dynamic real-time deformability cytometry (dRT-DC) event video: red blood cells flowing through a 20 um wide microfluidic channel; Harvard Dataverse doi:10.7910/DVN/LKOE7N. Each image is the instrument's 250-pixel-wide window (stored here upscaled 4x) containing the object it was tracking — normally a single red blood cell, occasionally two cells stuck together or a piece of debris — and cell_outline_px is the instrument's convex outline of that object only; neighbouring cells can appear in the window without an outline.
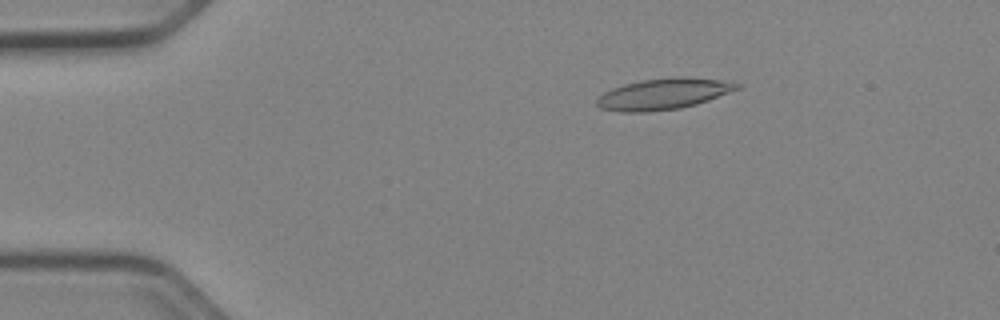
{"species": "Egyptian fruit bat (a non-hibernating species)", "species_latin": "Rousettus aegyptiacus", "temperature_condition": "cold", "stored_images_in_passage": 43, "camera_frame_rate_fps": 3000, "um_per_image_px": 0.085, "animal": {"sex": "female"}, "frame": {"image": 1, "passage_image": 1, "time_ms": 0.0, "image_size_px": [1000, 320], "cell_outline_px": [[744, 88], [696, 104], [680, 108], [644, 112], [620, 112], [600, 108], [596, 104], [596, 96], [612, 88], [624, 84], [640, 80], [672, 76], [688, 76], [720, 80], [744, 84]], "centroid_in_image_um": [56.42, 7.97], "position_along_channel_um": 28.6, "area_um2": 25.89}}
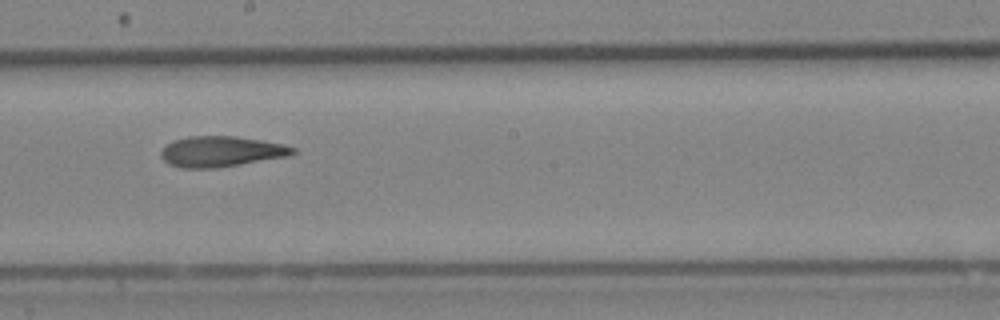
{"frame": {"image": 2, "passage_image": 21, "time_ms": 6.667, "image_size_px": [1000, 320], "cell_outline_px": [[296, 152], [288, 156], [216, 168], [184, 168], [168, 164], [160, 156], [160, 152], [172, 140], [188, 136], [236, 136], [284, 144], [296, 148]], "centroid_in_image_um": [18.78, 12.87], "position_along_channel_um": 229.4, "area_um2": 23.47}}
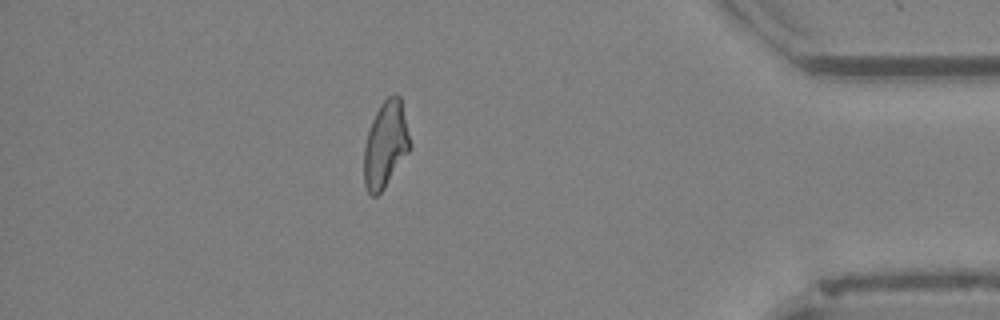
{"frame": {"image": 3, "passage_image": 37, "time_ms": 12.0, "image_size_px": [1000, 320], "cell_outline_px": [[412, 148], [384, 188], [376, 196], [372, 196], [368, 192], [364, 184], [364, 144], [372, 120], [380, 104], [392, 92], [396, 92], [400, 96]], "centroid_in_image_um": [32.78, 12.27], "position_along_channel_um": 402.4, "area_um2": 23.24}, "authors_computed_cell_mechanics": {"area_um2": 23.698, "velocity_mm_per_s": 3.9626, "shape_relaxation_time_tau1_ms": null, "shape_relaxation_time_tau2_ms": 6.5454, "deformation_change_tau1": null, "deformation_change_tau2": 0.1675}}